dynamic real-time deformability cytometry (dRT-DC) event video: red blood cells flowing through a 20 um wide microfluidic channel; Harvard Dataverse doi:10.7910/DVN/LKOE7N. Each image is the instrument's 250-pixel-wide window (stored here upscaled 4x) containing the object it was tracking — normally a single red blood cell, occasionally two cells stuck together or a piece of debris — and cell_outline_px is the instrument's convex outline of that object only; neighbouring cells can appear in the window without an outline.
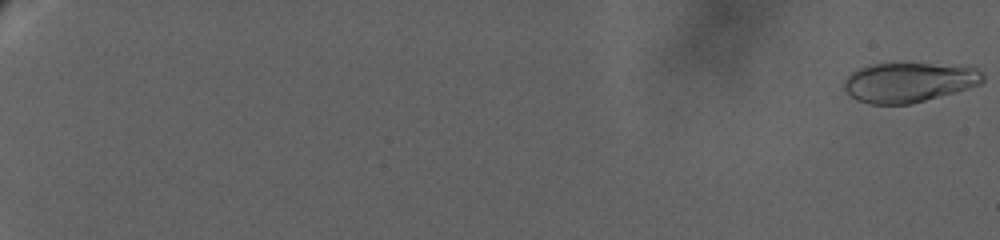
{"species": "human", "species_latin": "Homo sapiens", "temperature_condition": "warm", "stored_images_in_passage": 15, "camera_frame_rate_fps": 3000, "um_per_image_px": 0.085, "donor": {"sex": "female"}, "frame": {"image": 1, "passage_image": 1, "time_ms": 0.0, "image_size_px": [1000, 240], "cell_outline_px": [[984, 80], [980, 84], [956, 92], [908, 104], [868, 104], [856, 100], [844, 88], [844, 80], [852, 72], [868, 64], [896, 60], [900, 60], [968, 64], [976, 68], [984, 76]], "centroid_in_image_um": [77.3, 6.91], "position_along_channel_um": 7.7, "area_um2": 33.7}}
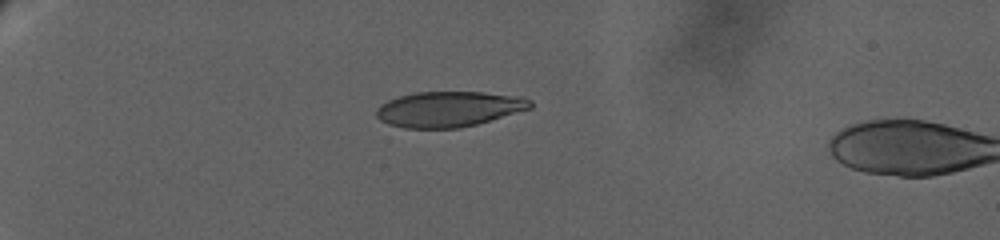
{"frame": {"image": 2, "passage_image": 13, "time_ms": 8.667, "image_size_px": [1000, 240], "cell_outline_px": [[532, 108], [476, 124], [456, 128], [404, 128], [388, 124], [380, 120], [376, 116], [376, 108], [380, 104], [388, 100], [400, 96], [416, 92], [484, 92], [524, 96], [532, 100]], "centroid_in_image_um": [38.16, 9.26], "position_along_channel_um": 46.8, "area_um2": 31.91}}